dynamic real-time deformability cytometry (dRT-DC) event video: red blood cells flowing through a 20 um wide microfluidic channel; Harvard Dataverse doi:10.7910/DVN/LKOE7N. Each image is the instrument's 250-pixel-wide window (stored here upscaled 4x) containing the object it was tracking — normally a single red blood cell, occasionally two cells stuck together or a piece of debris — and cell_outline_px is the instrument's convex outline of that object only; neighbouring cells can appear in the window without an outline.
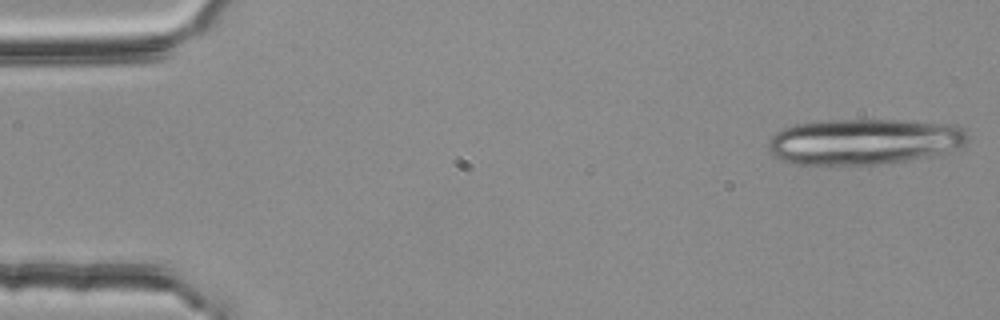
{"species": "common noctule bat (a hibernating species)", "species_latin": "Nyctalus noctula", "temperature_condition": "room temperature", "stored_images_in_passage": 15, "camera_frame_rate_fps": 3000, "um_per_image_px": 0.085, "animal": {"sex": "female", "body_mass_g": 25.1}, "frame": {"image": 1, "passage_image": 1, "time_ms": 0.0, "image_size_px": [1000, 320], "cell_outline_px": [[968, 140], [964, 144], [956, 148], [944, 152], [928, 156], [904, 160], [876, 164], [796, 164], [772, 156], [768, 148], [768, 144], [772, 136], [776, 132], [792, 124], [820, 120], [904, 120], [956, 124], [964, 128], [968, 136]], "centroid_in_image_um": [73.42, 12.01], "position_along_channel_um": 11.6, "area_um2": 53.29}}